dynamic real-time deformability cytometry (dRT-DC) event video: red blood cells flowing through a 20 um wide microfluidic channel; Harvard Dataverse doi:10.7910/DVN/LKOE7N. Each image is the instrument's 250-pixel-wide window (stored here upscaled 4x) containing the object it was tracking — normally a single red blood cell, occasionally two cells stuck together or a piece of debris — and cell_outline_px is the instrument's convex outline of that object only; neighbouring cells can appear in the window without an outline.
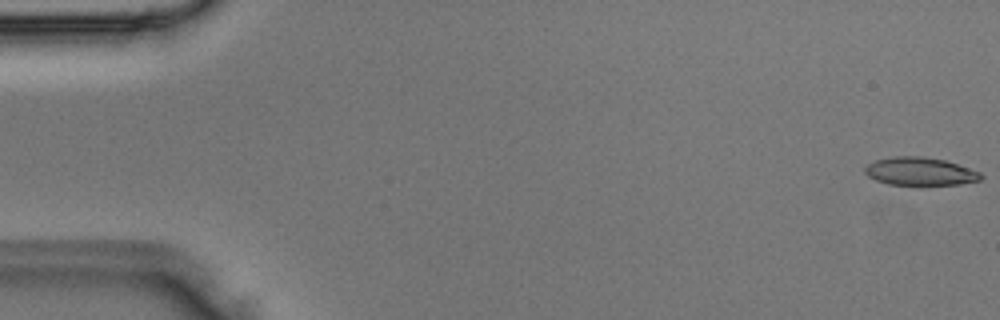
{"species": "Egyptian fruit bat (a non-hibernating species)", "species_latin": "Rousettus aegyptiacus", "temperature_condition": "room temperature", "stored_images_in_passage": 50, "camera_frame_rate_fps": 3000, "um_per_image_px": 0.085, "animal": {"sex": "male"}, "frame": {"image": 1, "passage_image": 1, "time_ms": 0.0, "image_size_px": [1000, 320], "cell_outline_px": [[984, 176], [980, 180], [960, 184], [920, 188], [888, 184], [876, 180], [868, 176], [864, 172], [864, 168], [868, 164], [876, 160], [892, 156], [924, 156], [944, 160], [980, 172]], "centroid_in_image_um": [78.19, 14.62], "position_along_channel_um": 6.8, "area_um2": 19.77}}
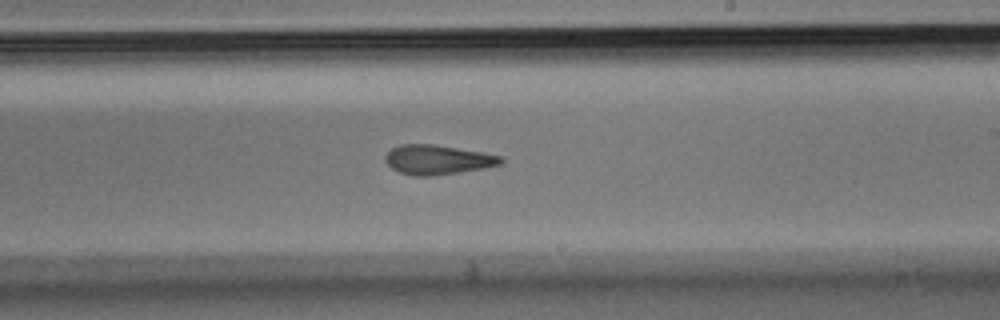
{"frame": {"image": 2, "passage_image": 29, "time_ms": 9.333, "image_size_px": [1000, 320], "cell_outline_px": [[504, 164], [484, 168], [460, 172], [428, 176], [412, 176], [400, 172], [392, 168], [384, 160], [384, 156], [392, 148], [400, 144], [432, 144], [484, 152], [500, 156], [504, 160]], "centroid_in_image_um": [37.21, 13.57], "position_along_channel_um": 251.8, "area_um2": 19.94}}
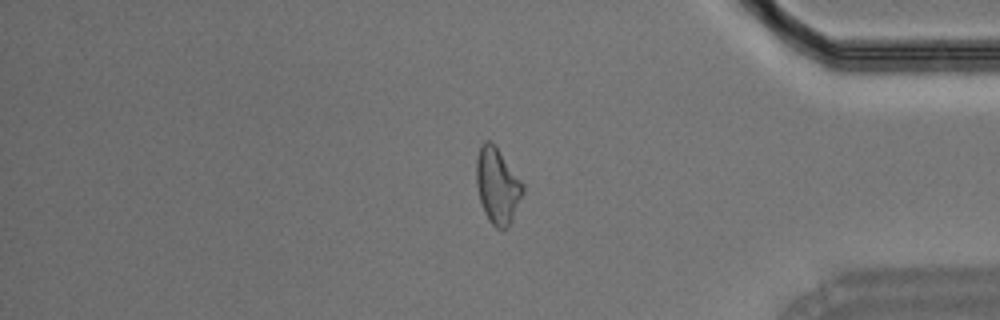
{"frame": {"image": 3, "passage_image": 41, "time_ms": 13.333, "image_size_px": [1000, 320], "cell_outline_px": [[524, 192], [512, 220], [508, 228], [496, 228], [488, 220], [484, 212], [480, 200], [476, 184], [476, 160], [480, 144], [484, 140], [488, 140], [496, 144], [524, 184]], "centroid_in_image_um": [42.28, 15.75], "position_along_channel_um": 392.9, "area_um2": 20.87}}